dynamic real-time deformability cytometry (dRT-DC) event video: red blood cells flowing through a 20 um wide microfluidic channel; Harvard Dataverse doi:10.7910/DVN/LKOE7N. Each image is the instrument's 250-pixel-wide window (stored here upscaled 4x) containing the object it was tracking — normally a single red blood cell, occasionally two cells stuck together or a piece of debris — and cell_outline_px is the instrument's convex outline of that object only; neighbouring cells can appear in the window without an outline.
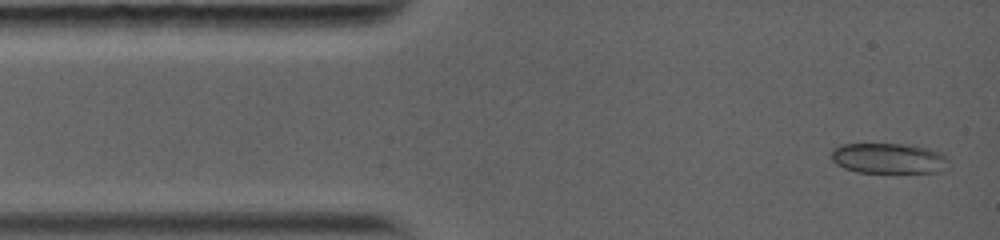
{"species": "common noctule bat (a hibernating species)", "species_latin": "Nyctalus noctula", "temperature_condition": "warm", "stored_images_in_passage": 77, "camera_frame_rate_fps": 5000, "um_per_image_px": 0.085, "animal": {"sex": "female", "body_mass_g": 19.0, "forearm_length_mm": 56.7}, "frame": {"image": 1, "passage_image": 2, "time_ms": 0.2, "image_size_px": [1000, 240], "cell_outline_px": [[948, 160], [936, 172], [892, 176], [856, 172], [844, 168], [836, 164], [832, 160], [832, 148], [840, 144], [904, 144], [928, 148], [944, 152]], "centroid_in_image_um": [75.5, 13.51], "position_along_channel_um": 9.5, "area_um2": 21.79}}
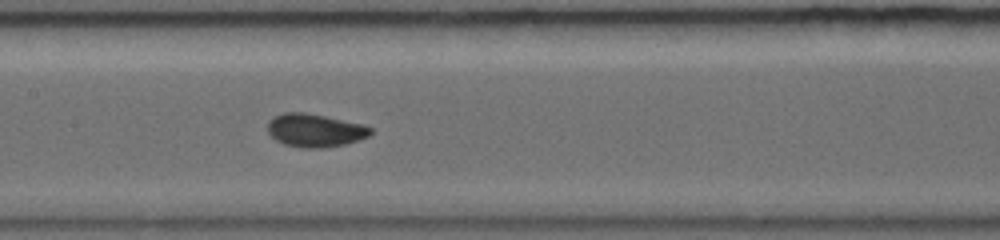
{"frame": {"image": 2, "passage_image": 32, "time_ms": 6.0, "image_size_px": [1000, 240], "cell_outline_px": [[372, 132], [368, 136], [344, 144], [324, 148], [300, 148], [284, 144], [276, 140], [268, 132], [268, 120], [272, 116], [284, 112], [304, 112], [324, 116], [360, 124], [372, 128]], "centroid_in_image_um": [26.71, 11.08], "position_along_channel_um": 180.7, "area_um2": 19.77}}
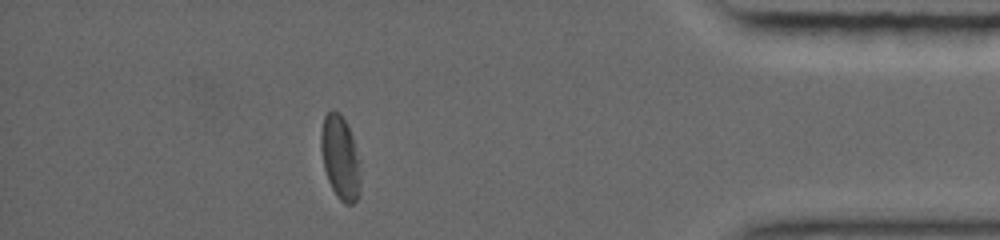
{"frame": {"image": 3, "passage_image": 66, "time_ms": 12.6, "image_size_px": [1000, 240], "cell_outline_px": [[360, 184], [356, 200], [352, 204], [344, 204], [340, 200], [332, 188], [328, 180], [324, 168], [320, 144], [320, 132], [324, 116], [332, 108], [340, 112], [352, 136], [360, 160]], "centroid_in_image_um": [28.91, 13.36], "position_along_channel_um": 406.3, "area_um2": 19.36}, "authors_computed_cell_mechanics": {"area_um2": 19.363, "velocity_mm_per_s": 4.0572, "shape_relaxation_time_tau1_ms": 4.7115, "shape_relaxation_time_tau2_ms": null, "deformation_change_tau1": 0.123, "deformation_change_tau2": null}}